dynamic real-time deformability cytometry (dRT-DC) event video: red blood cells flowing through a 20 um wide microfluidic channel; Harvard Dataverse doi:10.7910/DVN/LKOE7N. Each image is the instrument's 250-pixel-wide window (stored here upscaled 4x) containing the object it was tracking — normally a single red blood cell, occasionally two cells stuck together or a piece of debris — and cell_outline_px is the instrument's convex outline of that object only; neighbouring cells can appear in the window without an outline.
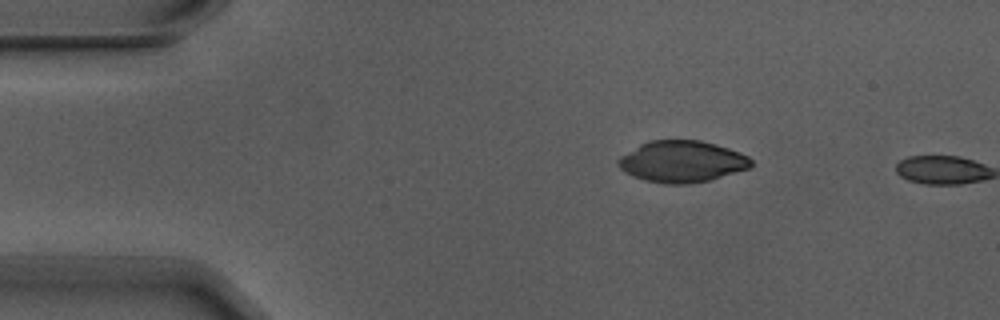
{"species": "Egyptian fruit bat (a non-hibernating species)", "species_latin": "Rousettus aegyptiacus", "temperature_condition": "warm", "stored_images_in_passage": 3, "camera_frame_rate_fps": 3000, "um_per_image_px": 0.085, "animal": {"sex": "male"}, "frame": {"image": 1, "passage_image": 2, "time_ms": 0.333, "image_size_px": [1000, 320], "cell_outline_px": [[752, 164], [748, 168], [712, 180], [688, 184], [668, 184], [644, 180], [632, 176], [624, 172], [616, 164], [616, 160], [620, 156], [640, 144], [648, 140], [700, 140], [716, 144], [740, 152], [748, 156], [752, 160]], "centroid_in_image_um": [57.94, 13.73], "position_along_channel_um": 27.1, "area_um2": 32.37}}